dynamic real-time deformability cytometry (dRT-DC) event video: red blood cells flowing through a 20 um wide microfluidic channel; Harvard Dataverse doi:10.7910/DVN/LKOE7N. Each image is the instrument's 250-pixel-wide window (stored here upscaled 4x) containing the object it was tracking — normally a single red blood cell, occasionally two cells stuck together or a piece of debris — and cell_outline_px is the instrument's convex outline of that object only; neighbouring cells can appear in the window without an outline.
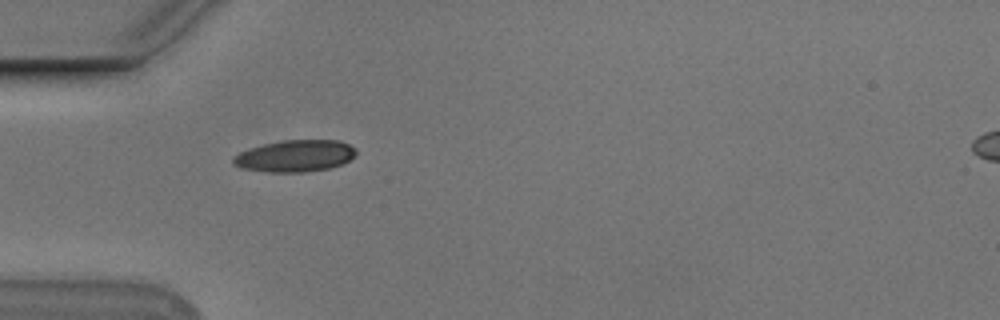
{"species": "Egyptian fruit bat (a non-hibernating species)", "species_latin": "Rousettus aegyptiacus", "temperature_condition": "cold", "stored_images_in_passage": 39, "camera_frame_rate_fps": 3000, "um_per_image_px": 0.085, "animal": {"sex": "male"}, "frame": {"image": 1, "passage_image": 1, "time_ms": 0.0, "image_size_px": [1000, 320], "cell_outline_px": [[356, 152], [348, 160], [340, 164], [328, 168], [304, 172], [268, 172], [244, 168], [236, 164], [232, 160], [232, 156], [240, 152], [264, 144], [284, 140], [340, 140], [356, 148]], "centroid_in_image_um": [25.09, 13.24], "position_along_channel_um": 59.9, "area_um2": 22.37}}
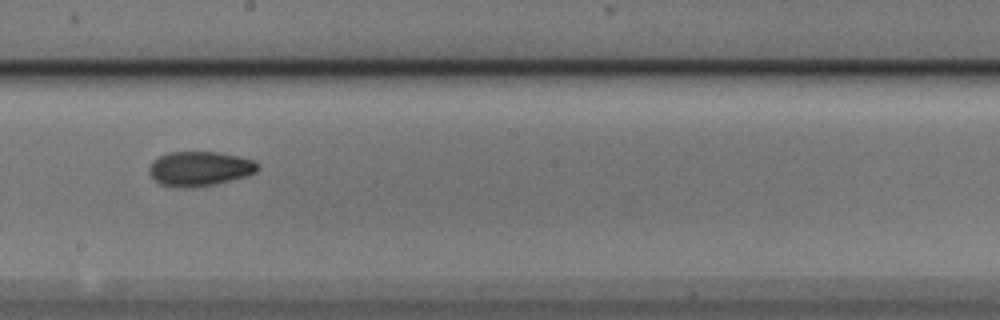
{"frame": {"image": 2, "passage_image": 15, "time_ms": 4.667, "image_size_px": [1000, 320], "cell_outline_px": [[260, 168], [256, 172], [248, 176], [216, 184], [192, 188], [176, 188], [160, 184], [148, 172], [148, 168], [160, 156], [168, 152], [220, 152], [256, 160], [260, 164]], "centroid_in_image_um": [17.03, 14.35], "position_along_channel_um": 231.2, "area_um2": 22.2}}
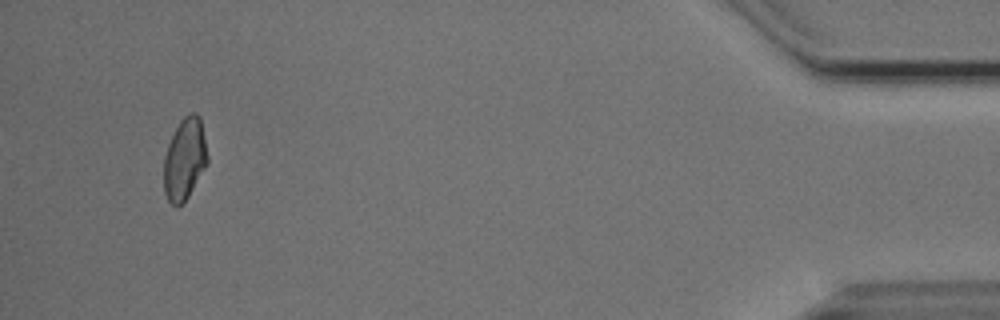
{"frame": {"image": 3, "passage_image": 36, "time_ms": 11.667, "image_size_px": [1000, 320], "cell_outline_px": [[208, 164], [188, 196], [176, 208], [168, 200], [164, 192], [164, 156], [168, 144], [180, 120], [188, 112], [196, 112], [200, 116], [208, 156]], "centroid_in_image_um": [15.7, 13.5], "position_along_channel_um": 419.5, "area_um2": 20.87}, "authors_computed_cell_mechanics": {"area_um2": 21.2126, "velocity_mm_per_s": 3.7573, "shape_relaxation_time_tau1_ms": null, "shape_relaxation_time_tau2_ms": 2.1768, "deformation_change_tau1": null, "deformation_change_tau2": 0.0666}}